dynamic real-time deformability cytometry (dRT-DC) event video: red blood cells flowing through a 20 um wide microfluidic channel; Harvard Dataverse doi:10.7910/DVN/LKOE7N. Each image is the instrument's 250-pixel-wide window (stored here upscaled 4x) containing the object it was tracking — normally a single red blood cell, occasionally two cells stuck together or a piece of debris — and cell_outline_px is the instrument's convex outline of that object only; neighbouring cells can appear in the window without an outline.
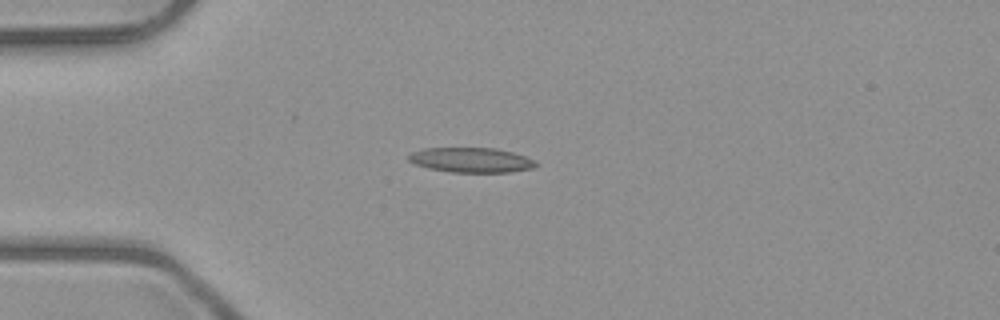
{"species": "common noctule bat (a hibernating species)", "species_latin": "Nyctalus noctula", "temperature_condition": "room temperature", "stored_images_in_passage": 5, "camera_frame_rate_fps": 3000, "um_per_image_px": 0.085, "animal": {"sex": "male", "body_mass_g": 23.1, "forearm_length_mm": 52.7}, "frame": {"image": 1, "passage_image": 2, "time_ms": 1.333, "image_size_px": [1000, 320], "cell_outline_px": [[540, 164], [536, 168], [508, 172], [448, 172], [428, 168], [416, 164], [408, 160], [408, 156], [412, 152], [424, 148], [496, 148], [512, 152], [536, 160]], "centroid_in_image_um": [40.1, 13.6], "position_along_channel_um": 44.9, "area_um2": 18.55}}
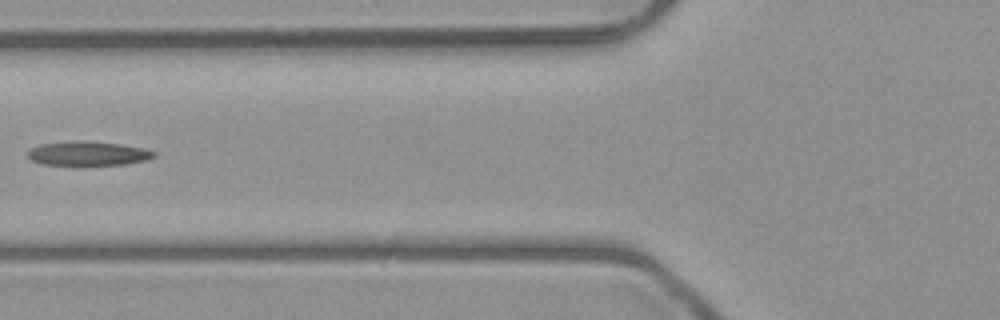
{"frame": {"image": 2, "passage_image": 4, "time_ms": 3.667, "image_size_px": [1000, 320], "cell_outline_px": [[156, 156], [148, 160], [128, 164], [44, 164], [32, 160], [28, 156], [28, 152], [32, 148], [40, 144], [120, 144], [144, 148], [156, 152]], "centroid_in_image_um": [7.6, 13.1], "position_along_channel_um": 118.2, "area_um2": 16.36}}
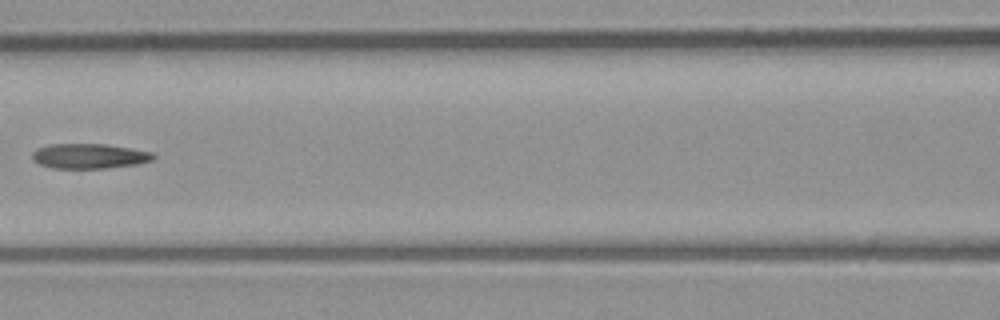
{"frame": {"image": 3, "passage_image": 5, "time_ms": 4.667, "image_size_px": [1000, 320], "cell_outline_px": [[156, 156], [152, 160], [136, 164], [108, 168], [52, 168], [40, 164], [32, 160], [32, 152], [36, 148], [48, 144], [104, 144], [152, 152]], "centroid_in_image_um": [7.54, 13.26], "position_along_channel_um": 159.1, "area_um2": 17.57}}